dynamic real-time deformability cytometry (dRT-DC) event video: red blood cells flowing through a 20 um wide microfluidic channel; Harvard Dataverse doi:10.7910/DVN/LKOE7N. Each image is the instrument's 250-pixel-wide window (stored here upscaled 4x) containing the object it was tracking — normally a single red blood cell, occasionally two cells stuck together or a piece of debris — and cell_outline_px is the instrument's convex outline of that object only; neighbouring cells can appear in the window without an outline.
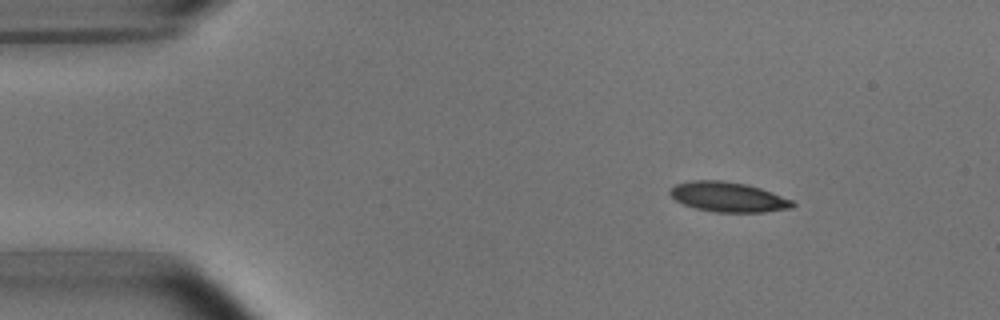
{"species": "common noctule bat (a hibernating species)", "species_latin": "Nyctalus noctula", "temperature_condition": "room temperature", "stored_images_in_passage": 3, "camera_frame_rate_fps": 3000, "um_per_image_px": 0.085, "animal": {"sex": "male", "body_mass_g": 15.6}, "frame": {"image": 1, "passage_image": 1, "time_ms": 0.0, "image_size_px": [1000, 320], "cell_outline_px": [[796, 204], [792, 208], [764, 212], [716, 212], [696, 208], [684, 204], [676, 200], [668, 192], [676, 184], [692, 180], [720, 180], [748, 184], [772, 192], [792, 200]], "centroid_in_image_um": [61.92, 16.74], "position_along_channel_um": 23.1, "area_um2": 21.27}}